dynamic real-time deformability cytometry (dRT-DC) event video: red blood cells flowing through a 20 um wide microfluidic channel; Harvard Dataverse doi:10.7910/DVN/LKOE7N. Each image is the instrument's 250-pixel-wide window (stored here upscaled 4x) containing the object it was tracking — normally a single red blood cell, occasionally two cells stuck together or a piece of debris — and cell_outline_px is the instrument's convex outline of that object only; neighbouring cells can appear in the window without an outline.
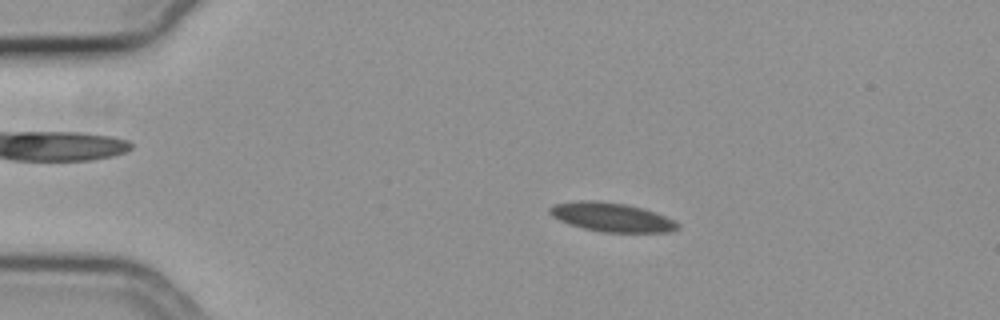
{"species": "common noctule bat (a hibernating species)", "species_latin": "Nyctalus noctula", "temperature_condition": "cold", "stored_images_in_passage": 52, "camera_frame_rate_fps": 3000, "um_per_image_px": 0.085, "animal": {"sex": "female", "body_mass_g": 19.3, "forearm_length_mm": 54.1}, "frame": {"image": 1, "passage_image": 7, "time_ms": 2.0, "image_size_px": [1000, 320], "cell_outline_px": [[680, 228], [672, 232], [604, 232], [584, 228], [568, 224], [552, 216], [548, 212], [548, 208], [552, 204], [572, 200], [596, 200], [628, 204], [644, 208], [656, 212], [676, 220], [680, 224]], "centroid_in_image_um": [52.0, 18.44], "position_along_channel_um": 33.0, "area_um2": 22.08}}
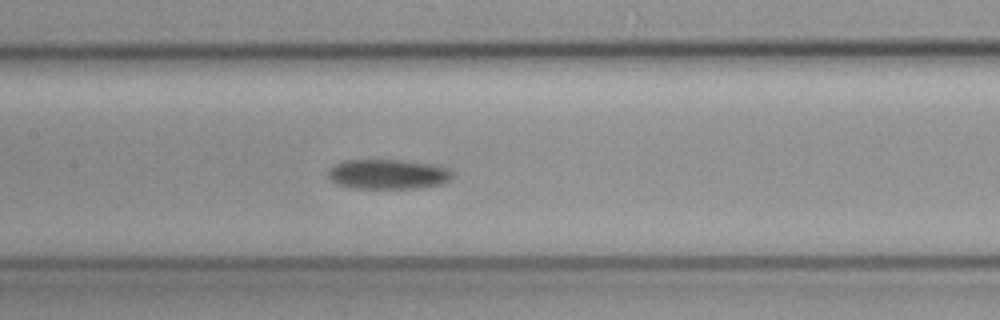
{"frame": {"image": 2, "passage_image": 23, "time_ms": 7.333, "image_size_px": [1000, 320], "cell_outline_px": [[456, 176], [452, 180], [440, 184], [416, 188], [352, 188], [340, 184], [332, 180], [328, 176], [328, 168], [332, 164], [340, 160], [404, 160], [440, 164], [452, 168], [456, 172]], "centroid_in_image_um": [33.08, 14.78], "position_along_channel_um": 174.3, "area_um2": 22.31}}
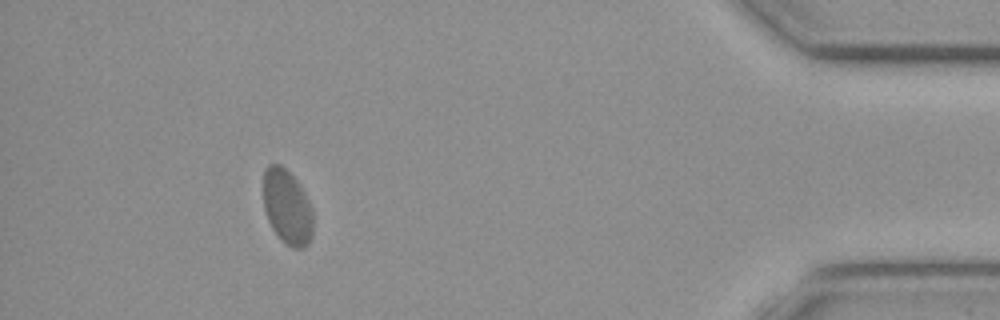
{"frame": {"image": 3, "passage_image": 47, "time_ms": 15.333, "image_size_px": [1000, 320], "cell_outline_px": [[312, 236], [308, 244], [304, 248], [292, 248], [284, 244], [280, 240], [272, 228], [268, 220], [264, 208], [264, 168], [268, 164], [280, 164], [300, 184], [312, 208]], "centroid_in_image_um": [24.41, 17.62], "position_along_channel_um": 410.8, "area_um2": 21.79}}